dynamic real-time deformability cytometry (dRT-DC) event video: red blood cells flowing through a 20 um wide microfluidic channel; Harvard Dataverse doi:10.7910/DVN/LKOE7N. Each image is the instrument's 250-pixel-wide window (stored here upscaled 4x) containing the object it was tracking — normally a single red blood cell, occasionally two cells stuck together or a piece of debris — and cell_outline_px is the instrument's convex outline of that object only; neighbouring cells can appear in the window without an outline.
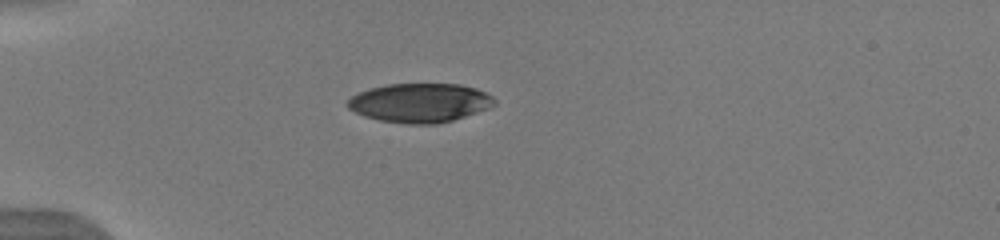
{"species": "human", "species_latin": "Homo sapiens", "temperature_condition": "warm", "stored_images_in_passage": 37, "camera_frame_rate_fps": 3000, "um_per_image_px": 0.085, "donor": {"sex": "male"}, "frame": {"image": 1, "passage_image": 1, "time_ms": 0.0, "image_size_px": [1000, 240], "cell_outline_px": [[496, 104], [488, 108], [452, 120], [436, 124], [408, 124], [380, 120], [364, 116], [348, 108], [344, 104], [352, 96], [368, 88], [388, 84], [460, 84], [476, 88], [492, 96], [496, 100]], "centroid_in_image_um": [35.67, 8.73], "position_along_channel_um": 49.3, "area_um2": 33.35}}
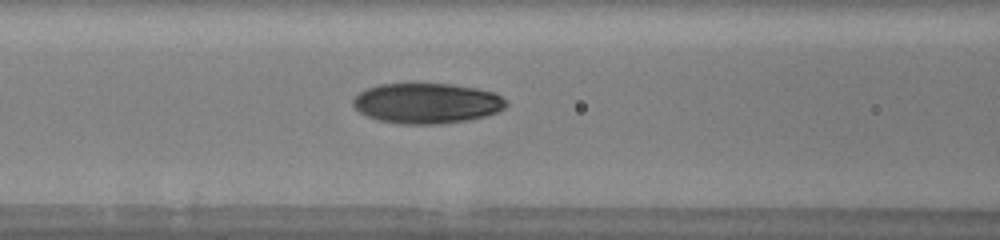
{"frame": {"image": 2, "passage_image": 9, "time_ms": 2.667, "image_size_px": [1000, 240], "cell_outline_px": [[508, 104], [504, 108], [496, 112], [484, 116], [468, 120], [436, 124], [404, 124], [380, 120], [368, 116], [360, 112], [352, 104], [352, 100], [360, 92], [368, 88], [380, 84], [452, 84], [476, 88], [496, 92], [508, 100]], "centroid_in_image_um": [36.32, 8.77], "position_along_channel_um": 130.3, "area_um2": 35.89}}
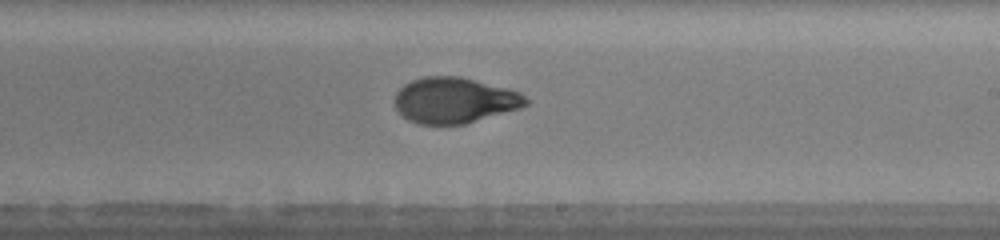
{"frame": {"image": 3, "passage_image": 18, "time_ms": 5.667, "image_size_px": [1000, 240], "cell_outline_px": [[532, 100], [528, 104], [520, 108], [464, 124], [416, 124], [408, 120], [396, 108], [396, 92], [404, 84], [412, 80], [424, 76], [460, 76], [508, 88], [520, 92]], "centroid_in_image_um": [38.66, 8.52], "position_along_channel_um": 250.3, "area_um2": 35.03}, "authors_computed_cell_mechanics": {"area_um2": 35.0846, "velocity_mm_per_s": 4.0042, "shape_relaxation_time_tau1_ms": 4.7394, "shape_relaxation_time_tau2_ms": 0.9385, "deformation_change_tau1": 0.2102, "deformation_change_tau2": 0.0572}}